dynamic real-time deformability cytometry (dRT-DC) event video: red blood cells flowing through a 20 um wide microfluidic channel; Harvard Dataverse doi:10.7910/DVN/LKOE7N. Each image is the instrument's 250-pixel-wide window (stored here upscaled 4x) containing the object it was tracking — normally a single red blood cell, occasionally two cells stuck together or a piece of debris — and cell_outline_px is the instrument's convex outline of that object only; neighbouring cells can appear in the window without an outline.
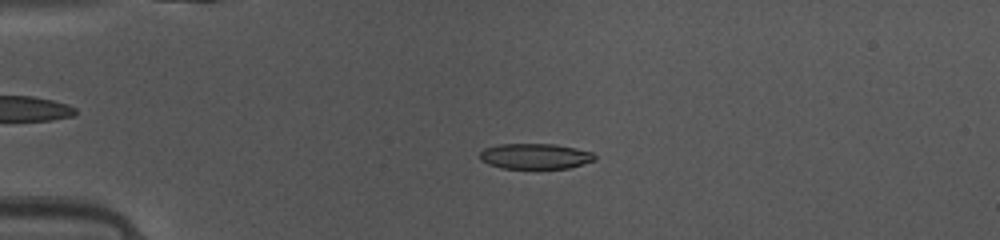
{"species": "common noctule bat (a hibernating species)", "species_latin": "Nyctalus noctula", "temperature_condition": "warm", "stored_images_in_passage": 35, "camera_frame_rate_fps": 3000, "um_per_image_px": 0.085, "animal": {"sex": "female", "body_mass_g": 10.0, "forearm_length_mm": 53.1}, "frame": {"image": 1, "passage_image": 3, "time_ms": 0.667, "image_size_px": [1000, 240], "cell_outline_px": [[596, 160], [568, 168], [500, 168], [488, 164], [480, 160], [480, 152], [484, 148], [500, 144], [556, 144], [576, 148], [592, 152], [596, 156]], "centroid_in_image_um": [45.48, 13.27], "position_along_channel_um": 39.5, "area_um2": 17.11}}
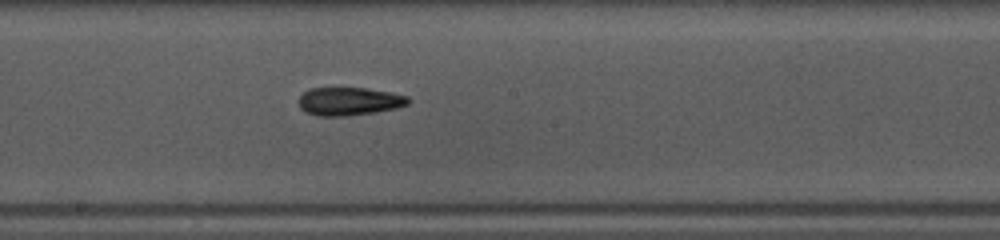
{"frame": {"image": 2, "passage_image": 18, "time_ms": 5.667, "image_size_px": [1000, 240], "cell_outline_px": [[412, 100], [408, 104], [396, 108], [376, 112], [344, 116], [316, 116], [304, 112], [300, 108], [300, 96], [308, 88], [368, 88], [392, 92], [408, 96]], "centroid_in_image_um": [29.7, 8.61], "position_along_channel_um": 218.5, "area_um2": 18.15}}
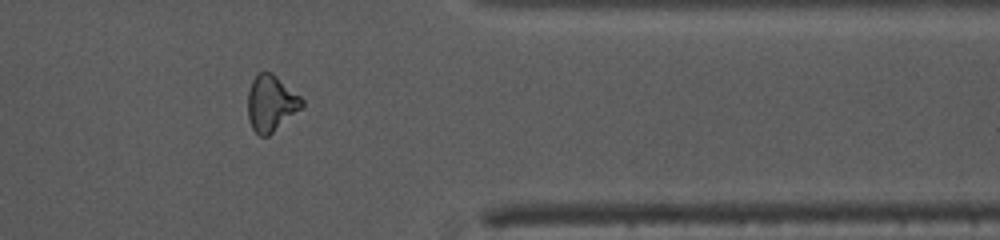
{"frame": {"image": 3, "passage_image": 31, "time_ms": 10.0, "image_size_px": [1000, 240], "cell_outline_px": [[304, 104], [300, 108], [268, 136], [260, 136], [252, 128], [248, 120], [248, 92], [252, 80], [256, 72], [272, 72], [300, 96], [304, 100]], "centroid_in_image_um": [23.01, 8.75], "position_along_channel_um": 388.4, "area_um2": 17.51}, "authors_computed_cell_mechanics": {"area_um2": 17.6868, "velocity_mm_per_s": 4.1619, "shape_relaxation_time_tau1_ms": null, "shape_relaxation_time_tau2_ms": 6.4461, "deformation_change_tau1": null, "deformation_change_tau2": 0.1648}}